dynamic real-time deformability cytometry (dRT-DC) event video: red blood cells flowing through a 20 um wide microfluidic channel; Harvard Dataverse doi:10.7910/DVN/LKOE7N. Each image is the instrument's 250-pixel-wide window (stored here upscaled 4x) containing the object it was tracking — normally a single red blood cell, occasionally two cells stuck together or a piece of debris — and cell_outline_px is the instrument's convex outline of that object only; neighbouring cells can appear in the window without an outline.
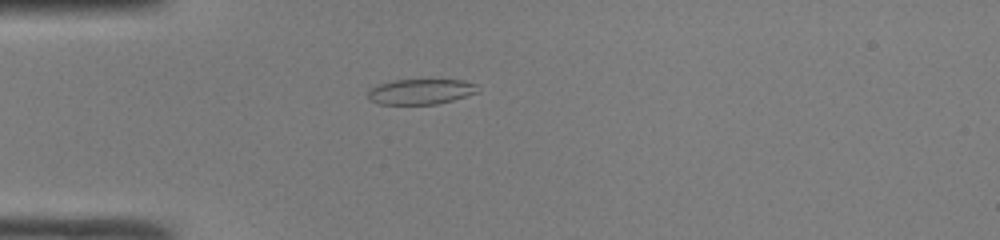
{"species": "common noctule bat (a hibernating species)", "species_latin": "Nyctalus noctula", "temperature_condition": "room temperature", "stored_images_in_passage": 36, "camera_frame_rate_fps": 3000, "um_per_image_px": 0.085, "animal": {"sex": "male", "body_mass_g": 19.0, "forearm_length_mm": 50.8}, "frame": {"image": 1, "passage_image": 1, "time_ms": 0.0, "image_size_px": [1000, 240], "cell_outline_px": [[480, 92], [452, 100], [436, 104], [380, 104], [368, 100], [368, 88], [392, 80], [464, 80], [480, 84]], "centroid_in_image_um": [35.8, 7.78], "position_along_channel_um": 49.2, "area_um2": 16.47}}
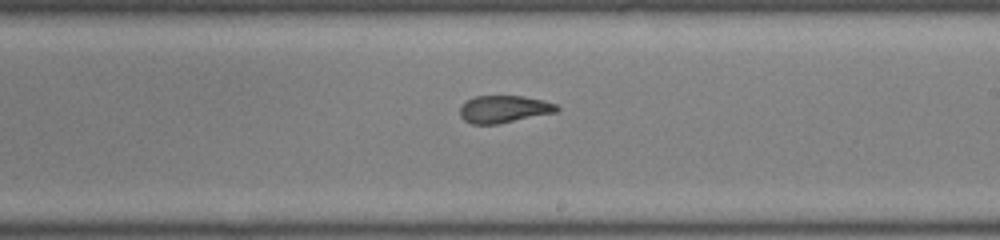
{"frame": {"image": 2, "passage_image": 16, "time_ms": 5.0, "image_size_px": [1000, 240], "cell_outline_px": [[560, 108], [556, 112], [496, 124], [472, 124], [464, 120], [460, 116], [460, 108], [468, 100], [476, 96], [524, 96], [544, 100], [556, 104]], "centroid_in_image_um": [42.85, 9.27], "position_along_channel_um": 246.2, "area_um2": 15.26}}
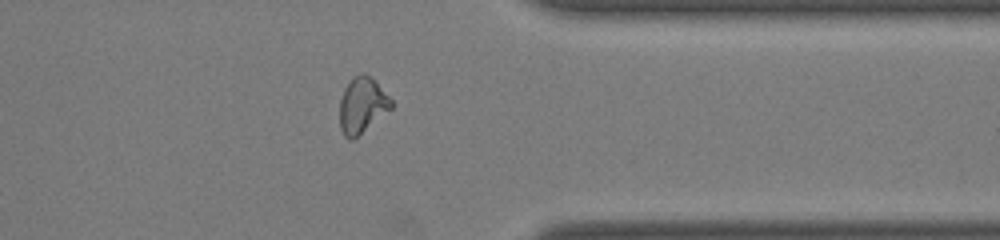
{"frame": {"image": 3, "passage_image": 26, "time_ms": 8.333, "image_size_px": [1000, 240], "cell_outline_px": [[392, 108], [352, 140], [348, 140], [344, 136], [340, 128], [340, 100], [344, 88], [352, 76], [360, 72], [364, 72], [392, 100]], "centroid_in_image_um": [30.74, 8.95], "position_along_channel_um": 380.7, "area_um2": 16.47}, "authors_computed_cell_mechanics": {"area_um2": 16.473, "velocity_mm_per_s": 4.2279, "shape_relaxation_time_tau1_ms": null, "shape_relaxation_time_tau2_ms": 2.468, "deformation_change_tau1": null, "deformation_change_tau2": 0.0925}}